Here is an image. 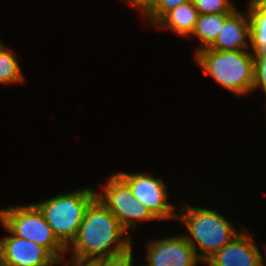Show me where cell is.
Masks as SVG:
<instances>
[{
    "label": "cell",
    "mask_w": 266,
    "mask_h": 266,
    "mask_svg": "<svg viewBox=\"0 0 266 266\" xmlns=\"http://www.w3.org/2000/svg\"><path fill=\"white\" fill-rule=\"evenodd\" d=\"M251 4L260 12L266 14V0H253Z\"/></svg>",
    "instance_id": "cell-21"
},
{
    "label": "cell",
    "mask_w": 266,
    "mask_h": 266,
    "mask_svg": "<svg viewBox=\"0 0 266 266\" xmlns=\"http://www.w3.org/2000/svg\"><path fill=\"white\" fill-rule=\"evenodd\" d=\"M185 208L179 219L189 231L184 235L186 240L192 245L200 261L205 262L230 243L239 233L224 216L216 210L208 208L193 207L184 205ZM202 251L198 254L196 251Z\"/></svg>",
    "instance_id": "cell-2"
},
{
    "label": "cell",
    "mask_w": 266,
    "mask_h": 266,
    "mask_svg": "<svg viewBox=\"0 0 266 266\" xmlns=\"http://www.w3.org/2000/svg\"><path fill=\"white\" fill-rule=\"evenodd\" d=\"M0 222L10 234L36 242L63 260L66 247L56 238L44 215L35 204L0 209Z\"/></svg>",
    "instance_id": "cell-5"
},
{
    "label": "cell",
    "mask_w": 266,
    "mask_h": 266,
    "mask_svg": "<svg viewBox=\"0 0 266 266\" xmlns=\"http://www.w3.org/2000/svg\"><path fill=\"white\" fill-rule=\"evenodd\" d=\"M173 236L148 242L147 266H196L200 262L184 234Z\"/></svg>",
    "instance_id": "cell-9"
},
{
    "label": "cell",
    "mask_w": 266,
    "mask_h": 266,
    "mask_svg": "<svg viewBox=\"0 0 266 266\" xmlns=\"http://www.w3.org/2000/svg\"><path fill=\"white\" fill-rule=\"evenodd\" d=\"M252 235L248 230L241 231L205 263L209 266H266Z\"/></svg>",
    "instance_id": "cell-10"
},
{
    "label": "cell",
    "mask_w": 266,
    "mask_h": 266,
    "mask_svg": "<svg viewBox=\"0 0 266 266\" xmlns=\"http://www.w3.org/2000/svg\"><path fill=\"white\" fill-rule=\"evenodd\" d=\"M97 192L84 187L64 194H58L35 205L45 217L56 238L67 247L75 238L85 211L96 198Z\"/></svg>",
    "instance_id": "cell-4"
},
{
    "label": "cell",
    "mask_w": 266,
    "mask_h": 266,
    "mask_svg": "<svg viewBox=\"0 0 266 266\" xmlns=\"http://www.w3.org/2000/svg\"><path fill=\"white\" fill-rule=\"evenodd\" d=\"M133 255L132 247L123 253L91 259L81 266H131Z\"/></svg>",
    "instance_id": "cell-18"
},
{
    "label": "cell",
    "mask_w": 266,
    "mask_h": 266,
    "mask_svg": "<svg viewBox=\"0 0 266 266\" xmlns=\"http://www.w3.org/2000/svg\"><path fill=\"white\" fill-rule=\"evenodd\" d=\"M2 266H53L63 262L36 242L11 235L0 239Z\"/></svg>",
    "instance_id": "cell-8"
},
{
    "label": "cell",
    "mask_w": 266,
    "mask_h": 266,
    "mask_svg": "<svg viewBox=\"0 0 266 266\" xmlns=\"http://www.w3.org/2000/svg\"><path fill=\"white\" fill-rule=\"evenodd\" d=\"M254 83L252 91L262 88L266 96V50L253 54Z\"/></svg>",
    "instance_id": "cell-19"
},
{
    "label": "cell",
    "mask_w": 266,
    "mask_h": 266,
    "mask_svg": "<svg viewBox=\"0 0 266 266\" xmlns=\"http://www.w3.org/2000/svg\"><path fill=\"white\" fill-rule=\"evenodd\" d=\"M129 5L141 11V14L151 5L153 0H123Z\"/></svg>",
    "instance_id": "cell-20"
},
{
    "label": "cell",
    "mask_w": 266,
    "mask_h": 266,
    "mask_svg": "<svg viewBox=\"0 0 266 266\" xmlns=\"http://www.w3.org/2000/svg\"><path fill=\"white\" fill-rule=\"evenodd\" d=\"M105 183L102 186L103 191L97 193L96 197L111 211L126 231L135 228L139 221L158 220L133 196L129 185L117 173Z\"/></svg>",
    "instance_id": "cell-6"
},
{
    "label": "cell",
    "mask_w": 266,
    "mask_h": 266,
    "mask_svg": "<svg viewBox=\"0 0 266 266\" xmlns=\"http://www.w3.org/2000/svg\"><path fill=\"white\" fill-rule=\"evenodd\" d=\"M248 38V41H246ZM250 42V19L248 13L237 9L225 20L215 41L208 47L215 51L247 50Z\"/></svg>",
    "instance_id": "cell-11"
},
{
    "label": "cell",
    "mask_w": 266,
    "mask_h": 266,
    "mask_svg": "<svg viewBox=\"0 0 266 266\" xmlns=\"http://www.w3.org/2000/svg\"><path fill=\"white\" fill-rule=\"evenodd\" d=\"M127 231L111 211L96 197L87 207L82 223L73 241L71 261L80 265L99 257L114 256L132 247Z\"/></svg>",
    "instance_id": "cell-1"
},
{
    "label": "cell",
    "mask_w": 266,
    "mask_h": 266,
    "mask_svg": "<svg viewBox=\"0 0 266 266\" xmlns=\"http://www.w3.org/2000/svg\"><path fill=\"white\" fill-rule=\"evenodd\" d=\"M129 185L133 196L158 219L177 218L174 205L168 202L166 185L161 178L143 173L117 172Z\"/></svg>",
    "instance_id": "cell-7"
},
{
    "label": "cell",
    "mask_w": 266,
    "mask_h": 266,
    "mask_svg": "<svg viewBox=\"0 0 266 266\" xmlns=\"http://www.w3.org/2000/svg\"><path fill=\"white\" fill-rule=\"evenodd\" d=\"M250 19V44L253 54L266 50V14L260 13L251 3L247 5Z\"/></svg>",
    "instance_id": "cell-14"
},
{
    "label": "cell",
    "mask_w": 266,
    "mask_h": 266,
    "mask_svg": "<svg viewBox=\"0 0 266 266\" xmlns=\"http://www.w3.org/2000/svg\"><path fill=\"white\" fill-rule=\"evenodd\" d=\"M198 14L233 13L236 9L230 0H192Z\"/></svg>",
    "instance_id": "cell-17"
},
{
    "label": "cell",
    "mask_w": 266,
    "mask_h": 266,
    "mask_svg": "<svg viewBox=\"0 0 266 266\" xmlns=\"http://www.w3.org/2000/svg\"><path fill=\"white\" fill-rule=\"evenodd\" d=\"M232 13H215L198 15L195 29L192 36L198 37L202 46L197 48L196 52L208 48L219 35L223 28L225 20Z\"/></svg>",
    "instance_id": "cell-13"
},
{
    "label": "cell",
    "mask_w": 266,
    "mask_h": 266,
    "mask_svg": "<svg viewBox=\"0 0 266 266\" xmlns=\"http://www.w3.org/2000/svg\"><path fill=\"white\" fill-rule=\"evenodd\" d=\"M63 266H81V265L77 262L71 261V265L64 264Z\"/></svg>",
    "instance_id": "cell-22"
},
{
    "label": "cell",
    "mask_w": 266,
    "mask_h": 266,
    "mask_svg": "<svg viewBox=\"0 0 266 266\" xmlns=\"http://www.w3.org/2000/svg\"><path fill=\"white\" fill-rule=\"evenodd\" d=\"M190 1L192 0H153L142 14L151 24L156 25L169 11Z\"/></svg>",
    "instance_id": "cell-16"
},
{
    "label": "cell",
    "mask_w": 266,
    "mask_h": 266,
    "mask_svg": "<svg viewBox=\"0 0 266 266\" xmlns=\"http://www.w3.org/2000/svg\"><path fill=\"white\" fill-rule=\"evenodd\" d=\"M15 55L16 53L6 48L4 44L0 46V84H15L24 81Z\"/></svg>",
    "instance_id": "cell-15"
},
{
    "label": "cell",
    "mask_w": 266,
    "mask_h": 266,
    "mask_svg": "<svg viewBox=\"0 0 266 266\" xmlns=\"http://www.w3.org/2000/svg\"><path fill=\"white\" fill-rule=\"evenodd\" d=\"M195 60L206 75L236 95L252 93L254 83L253 54L246 50L195 52Z\"/></svg>",
    "instance_id": "cell-3"
},
{
    "label": "cell",
    "mask_w": 266,
    "mask_h": 266,
    "mask_svg": "<svg viewBox=\"0 0 266 266\" xmlns=\"http://www.w3.org/2000/svg\"><path fill=\"white\" fill-rule=\"evenodd\" d=\"M133 262H134V259H132L131 266H133ZM142 266H147V265L145 264V265H142Z\"/></svg>",
    "instance_id": "cell-23"
},
{
    "label": "cell",
    "mask_w": 266,
    "mask_h": 266,
    "mask_svg": "<svg viewBox=\"0 0 266 266\" xmlns=\"http://www.w3.org/2000/svg\"><path fill=\"white\" fill-rule=\"evenodd\" d=\"M198 11L193 1L169 11L155 26L167 28L181 37H190L195 29Z\"/></svg>",
    "instance_id": "cell-12"
}]
</instances>
